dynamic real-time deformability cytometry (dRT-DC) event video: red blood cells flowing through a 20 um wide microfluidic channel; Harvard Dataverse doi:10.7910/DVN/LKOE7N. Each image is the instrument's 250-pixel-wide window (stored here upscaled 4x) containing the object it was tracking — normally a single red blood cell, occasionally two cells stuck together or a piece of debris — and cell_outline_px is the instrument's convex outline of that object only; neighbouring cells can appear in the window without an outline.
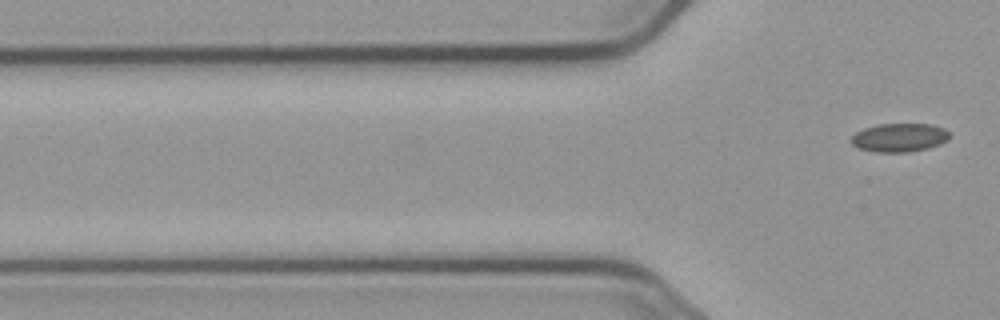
{"species": "common noctule bat (a hibernating species)", "species_latin": "Nyctalus noctula", "temperature_condition": "cold", "stored_images_in_passage": 5, "camera_frame_rate_fps": 3000, "um_per_image_px": 0.085, "animal": {"sex": "male", "body_mass_g": 23.1, "forearm_length_mm": 52.7}, "frame": {"image": 1, "passage_image": 5, "time_ms": 5.333, "image_size_px": [1000, 320], "cell_outline_px": [[948, 140], [940, 144], [928, 148], [908, 152], [876, 152], [856, 148], [852, 144], [852, 136], [856, 132], [864, 128], [876, 124], [932, 124], [944, 128], [948, 132]], "centroid_in_image_um": [76.43, 11.69], "position_along_channel_um": 49.4, "area_um2": 16.42}}